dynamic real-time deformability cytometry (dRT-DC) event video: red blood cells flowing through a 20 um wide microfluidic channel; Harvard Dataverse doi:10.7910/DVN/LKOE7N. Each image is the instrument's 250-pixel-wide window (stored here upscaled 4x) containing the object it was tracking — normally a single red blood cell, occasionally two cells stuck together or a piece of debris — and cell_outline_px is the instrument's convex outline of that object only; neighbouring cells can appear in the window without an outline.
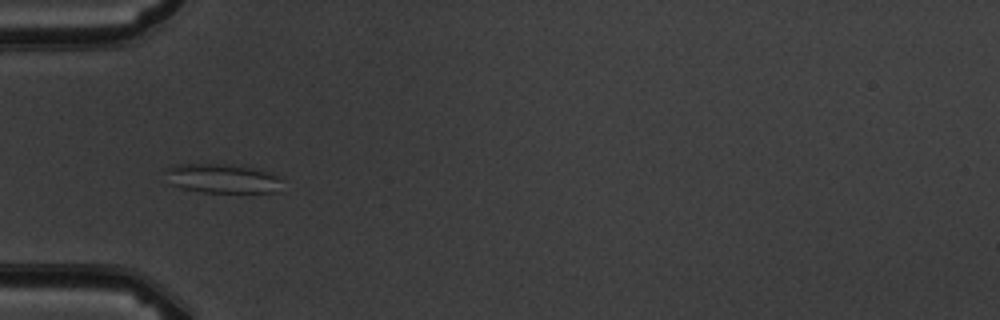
{"species": "common noctule bat (a hibernating species)", "species_latin": "Nyctalus noctula", "temperature_condition": "warm", "stored_images_in_passage": 10, "camera_frame_rate_fps": 3000, "um_per_image_px": 0.085, "animal": {"sex": "male", "body_mass_g": 19.5, "forearm_length_mm": 54.6}, "frame": {"image": 1, "passage_image": 6, "time_ms": 5.667, "image_size_px": [1000, 320], "cell_outline_px": [[284, 192], [204, 192], [180, 188], [168, 184], [164, 172], [164, 168], [176, 164], [228, 164], [260, 168], [284, 180]], "centroid_in_image_um": [18.93, 15.17], "position_along_channel_um": 66.1, "area_um2": 20.63}}
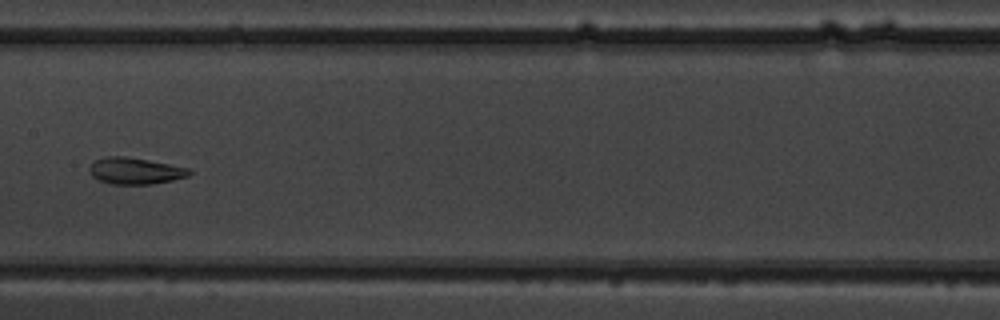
{"frame": {"image": 2, "passage_image": 9, "time_ms": 9.0, "image_size_px": [1000, 320], "cell_outline_px": [[192, 172], [188, 176], [172, 180], [152, 184], [112, 184], [100, 180], [92, 176], [88, 172], [88, 168], [96, 160], [104, 156], [124, 156], [148, 160], [188, 168]], "centroid_in_image_um": [11.46, 14.52], "position_along_channel_um": 195.9, "area_um2": 15.32}}
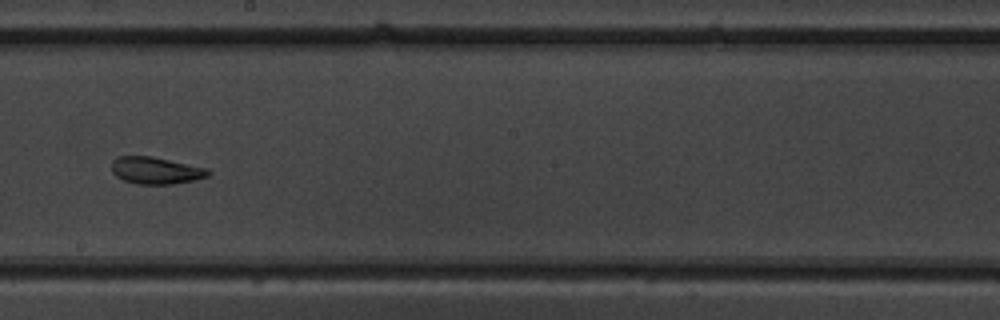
{"frame": {"image": 3, "passage_image": 10, "time_ms": 10.0, "image_size_px": [1000, 320], "cell_outline_px": [[212, 172], [208, 176], [196, 180], [172, 184], [136, 184], [124, 180], [116, 176], [112, 172], [112, 160], [116, 156], [152, 156], [208, 168]], "centroid_in_image_um": [13.26, 14.49], "position_along_channel_um": 234.9, "area_um2": 15.37}}